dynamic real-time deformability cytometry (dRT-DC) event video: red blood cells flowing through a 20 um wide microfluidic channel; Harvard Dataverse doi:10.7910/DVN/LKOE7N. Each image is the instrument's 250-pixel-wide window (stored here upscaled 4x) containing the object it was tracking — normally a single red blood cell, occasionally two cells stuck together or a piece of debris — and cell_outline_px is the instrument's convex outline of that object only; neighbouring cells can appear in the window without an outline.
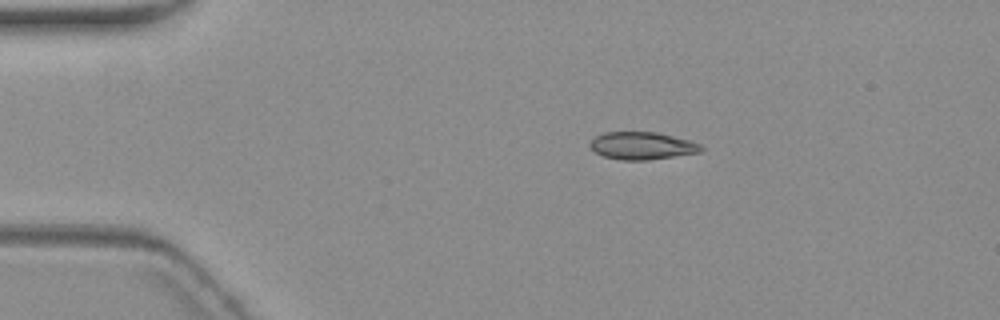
{"species": "common noctule bat (a hibernating species)", "species_latin": "Nyctalus noctula", "temperature_condition": "warm", "stored_images_in_passage": 2, "camera_frame_rate_fps": 3000, "um_per_image_px": 0.085, "animal": {"sex": "female", "body_mass_g": 19.3, "forearm_length_mm": 54.1}, "frame": {"image": 1, "passage_image": 1, "time_ms": 0.0, "image_size_px": [1000, 320], "cell_outline_px": [[704, 148], [700, 152], [648, 160], [620, 160], [604, 156], [596, 152], [588, 144], [596, 136], [604, 132], [656, 132], [688, 140], [700, 144]], "centroid_in_image_um": [54.56, 12.39], "position_along_channel_um": 30.4, "area_um2": 17.63}}